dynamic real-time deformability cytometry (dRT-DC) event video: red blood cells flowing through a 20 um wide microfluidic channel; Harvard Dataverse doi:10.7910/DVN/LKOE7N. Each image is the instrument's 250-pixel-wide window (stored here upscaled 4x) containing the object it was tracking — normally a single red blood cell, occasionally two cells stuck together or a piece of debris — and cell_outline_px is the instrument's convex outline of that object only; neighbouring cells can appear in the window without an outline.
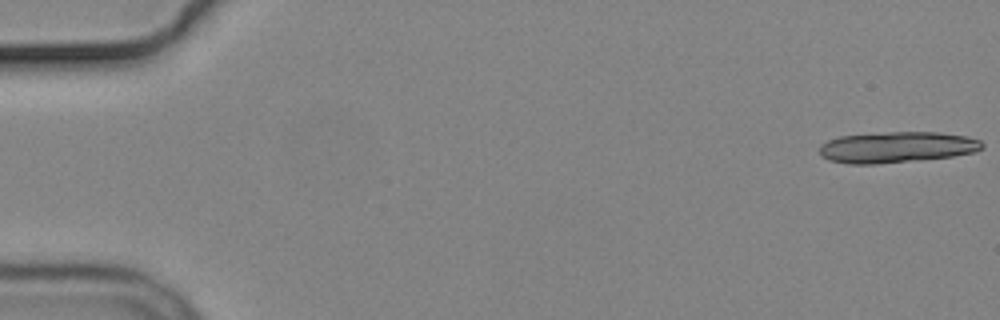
{"species": "common noctule bat (a hibernating species)", "species_latin": "Nyctalus noctula", "temperature_condition": "cold", "stored_images_in_passage": 16, "camera_frame_rate_fps": 3000, "um_per_image_px": 0.085, "animal": {"sex": "male", "body_mass_g": 19.2, "forearm_length_mm": 51.8}, "frame": {"image": 1, "passage_image": 1, "time_ms": 0.0, "image_size_px": [1000, 320], "cell_outline_px": [[984, 148], [976, 152], [952, 156], [876, 164], [848, 164], [828, 160], [820, 156], [820, 144], [828, 140], [840, 136], [888, 132], [940, 132], [968, 136], [980, 140], [984, 144]], "centroid_in_image_um": [76.24, 12.51], "position_along_channel_um": 8.8, "area_um2": 29.54}}